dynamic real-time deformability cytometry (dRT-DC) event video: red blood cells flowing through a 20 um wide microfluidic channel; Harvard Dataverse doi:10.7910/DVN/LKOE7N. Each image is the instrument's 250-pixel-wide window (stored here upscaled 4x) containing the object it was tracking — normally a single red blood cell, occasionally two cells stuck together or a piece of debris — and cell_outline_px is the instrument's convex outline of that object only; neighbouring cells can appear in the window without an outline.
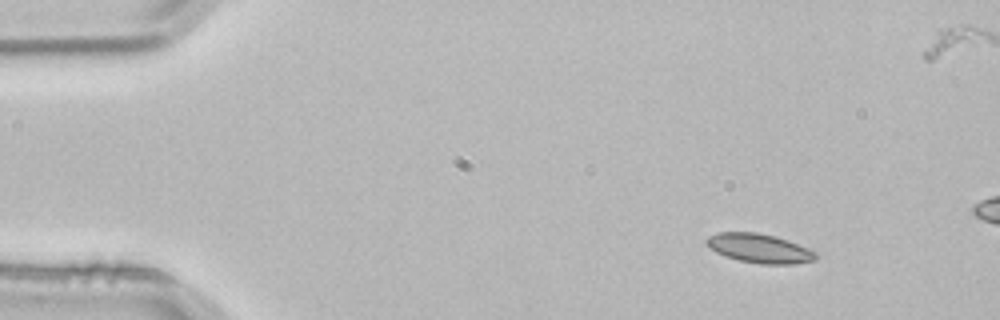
{"species": "common noctule bat (a hibernating species)", "species_latin": "Nyctalus noctula", "temperature_condition": "room temperature", "stored_images_in_passage": 3, "camera_frame_rate_fps": 3000, "um_per_image_px": 0.085, "animal": {"sex": "male", "body_mass_g": 21.5, "forearm_length_mm": 52.0}, "frame": {"image": 1, "passage_image": 1, "time_ms": 0.0, "image_size_px": [1000, 320], "cell_outline_px": [[820, 256], [816, 260], [792, 264], [760, 264], [740, 260], [724, 256], [716, 252], [704, 240], [708, 236], [720, 232], [756, 232], [776, 236], [788, 240], [820, 252]], "centroid_in_image_um": [64.63, 21.11], "position_along_channel_um": 20.4, "area_um2": 18.79}}